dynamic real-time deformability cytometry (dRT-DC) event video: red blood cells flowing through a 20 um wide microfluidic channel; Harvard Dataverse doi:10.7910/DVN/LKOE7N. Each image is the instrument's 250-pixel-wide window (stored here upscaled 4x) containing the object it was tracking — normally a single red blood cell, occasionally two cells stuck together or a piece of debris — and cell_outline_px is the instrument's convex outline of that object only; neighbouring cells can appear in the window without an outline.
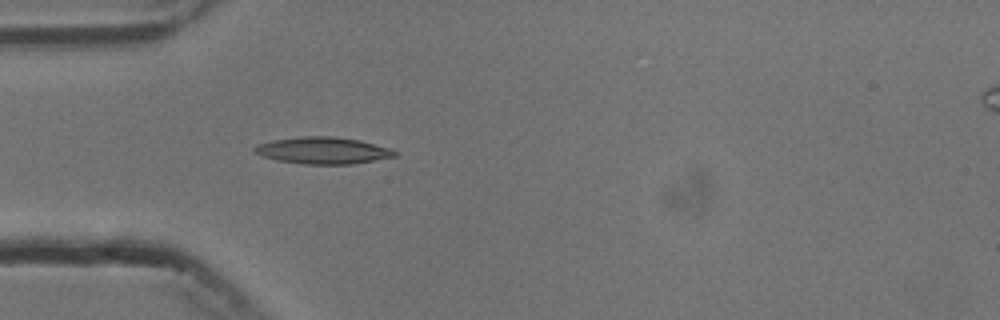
{"species": "common noctule bat (a hibernating species)", "species_latin": "Nyctalus noctula", "temperature_condition": "cold", "stored_images_in_passage": 4, "camera_frame_rate_fps": 3000, "um_per_image_px": 0.085, "animal": {"sex": "male", "body_mass_g": 13.3}, "frame": {"image": 1, "passage_image": 4, "time_ms": 4.333, "image_size_px": [1000, 320], "cell_outline_px": [[400, 152], [396, 156], [352, 164], [304, 164], [276, 160], [260, 156], [252, 152], [252, 148], [256, 144], [272, 140], [300, 136], [332, 136], [360, 140], [392, 148]], "centroid_in_image_um": [27.42, 12.78], "position_along_channel_um": 57.6, "area_um2": 22.25}}